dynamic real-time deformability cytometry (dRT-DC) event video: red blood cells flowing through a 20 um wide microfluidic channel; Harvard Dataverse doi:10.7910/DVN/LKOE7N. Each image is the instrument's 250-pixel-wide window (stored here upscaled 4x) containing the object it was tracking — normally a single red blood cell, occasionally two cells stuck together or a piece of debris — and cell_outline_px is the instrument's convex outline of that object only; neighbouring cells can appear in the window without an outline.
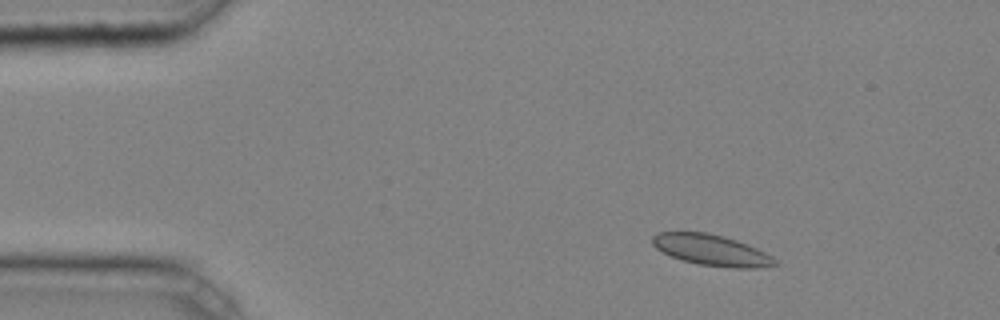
{"species": "common noctule bat (a hibernating species)", "species_latin": "Nyctalus noctula", "temperature_condition": "cold", "stored_images_in_passage": 5, "camera_frame_rate_fps": 3000, "um_per_image_px": 0.085, "animal": {"sex": "male", "body_mass_g": 20.4}, "frame": {"image": 1, "passage_image": 2, "time_ms": 0.333, "image_size_px": [1000, 320], "cell_outline_px": [[780, 264], [756, 268], [732, 268], [700, 264], [684, 260], [672, 256], [656, 248], [652, 244], [652, 236], [656, 232], [708, 232], [736, 240], [748, 244], [772, 256]], "centroid_in_image_um": [60.49, 21.25], "position_along_channel_um": 24.5, "area_um2": 21.96}}